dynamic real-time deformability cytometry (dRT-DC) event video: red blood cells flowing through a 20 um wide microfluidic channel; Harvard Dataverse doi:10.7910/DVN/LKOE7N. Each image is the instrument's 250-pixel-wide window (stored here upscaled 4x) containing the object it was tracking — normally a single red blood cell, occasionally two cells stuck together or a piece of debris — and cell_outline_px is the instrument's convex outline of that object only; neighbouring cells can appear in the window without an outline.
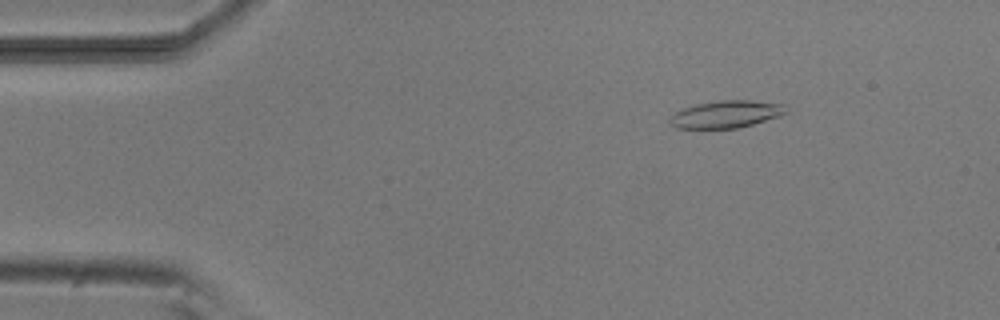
{"species": "common noctule bat (a hibernating species)", "species_latin": "Nyctalus noctula", "temperature_condition": "room temperature", "stored_images_in_passage": 5, "camera_frame_rate_fps": 3000, "um_per_image_px": 0.085, "animal": {"sex": "male", "body_mass_g": 20.5, "forearm_length_mm": 52.5}, "frame": {"image": 1, "passage_image": 3, "time_ms": 2.0, "image_size_px": [1000, 320], "cell_outline_px": [[788, 112], [780, 116], [752, 124], [736, 128], [676, 128], [668, 120], [676, 112], [684, 108], [696, 104], [720, 100], [748, 100], [784, 104]], "centroid_in_image_um": [61.74, 9.7], "position_along_channel_um": 23.3, "area_um2": 18.26}}